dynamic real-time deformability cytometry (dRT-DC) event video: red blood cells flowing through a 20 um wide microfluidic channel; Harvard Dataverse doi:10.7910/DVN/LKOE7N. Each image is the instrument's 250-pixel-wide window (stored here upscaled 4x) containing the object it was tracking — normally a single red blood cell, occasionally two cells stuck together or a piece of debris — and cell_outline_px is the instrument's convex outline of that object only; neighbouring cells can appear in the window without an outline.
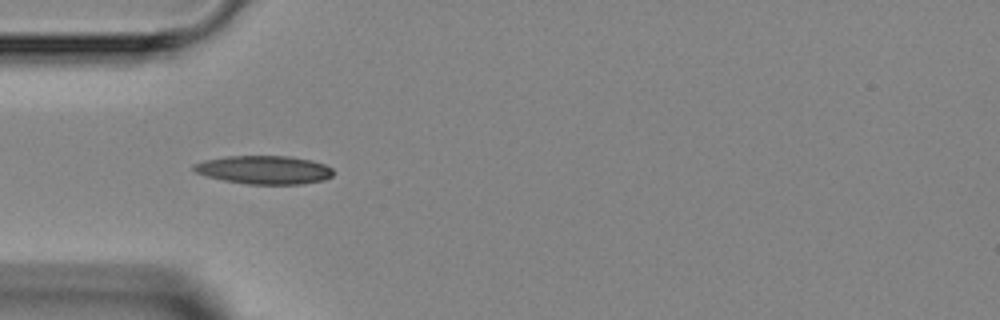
{"species": "Egyptian fruit bat (a non-hibernating species)", "species_latin": "Rousettus aegyptiacus", "temperature_condition": "room temperature", "stored_images_in_passage": 5, "camera_frame_rate_fps": 3000, "um_per_image_px": 0.085, "animal": {"sex": "female"}, "frame": {"image": 1, "passage_image": 4, "time_ms": 3.667, "image_size_px": [1000, 320], "cell_outline_px": [[332, 176], [324, 180], [300, 184], [248, 184], [224, 180], [208, 176], [196, 172], [192, 168], [192, 164], [204, 160], [228, 156], [288, 156], [312, 160], [324, 164], [332, 168]], "centroid_in_image_um": [22.45, 14.43], "position_along_channel_um": 62.5, "area_um2": 23.0}}
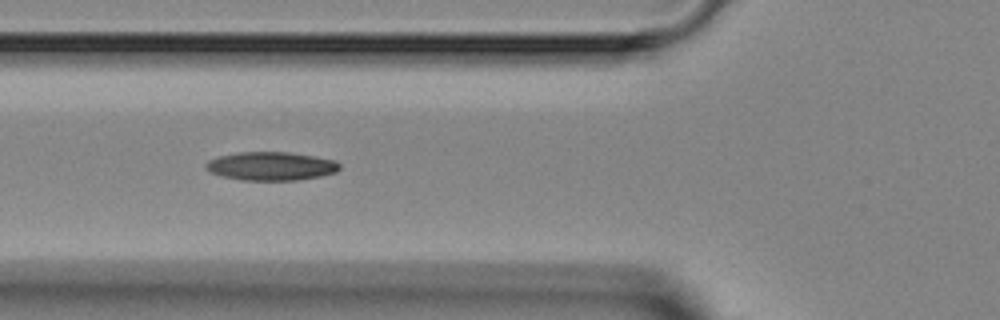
{"frame": {"image": 2, "passage_image": 5, "time_ms": 4.667, "image_size_px": [1000, 320], "cell_outline_px": [[340, 168], [336, 172], [320, 176], [296, 180], [240, 180], [224, 176], [212, 172], [204, 168], [204, 164], [208, 160], [220, 156], [236, 152], [288, 152], [316, 156], [336, 160], [340, 164]], "centroid_in_image_um": [23.05, 14.11], "position_along_channel_um": 102.7, "area_um2": 22.25}}